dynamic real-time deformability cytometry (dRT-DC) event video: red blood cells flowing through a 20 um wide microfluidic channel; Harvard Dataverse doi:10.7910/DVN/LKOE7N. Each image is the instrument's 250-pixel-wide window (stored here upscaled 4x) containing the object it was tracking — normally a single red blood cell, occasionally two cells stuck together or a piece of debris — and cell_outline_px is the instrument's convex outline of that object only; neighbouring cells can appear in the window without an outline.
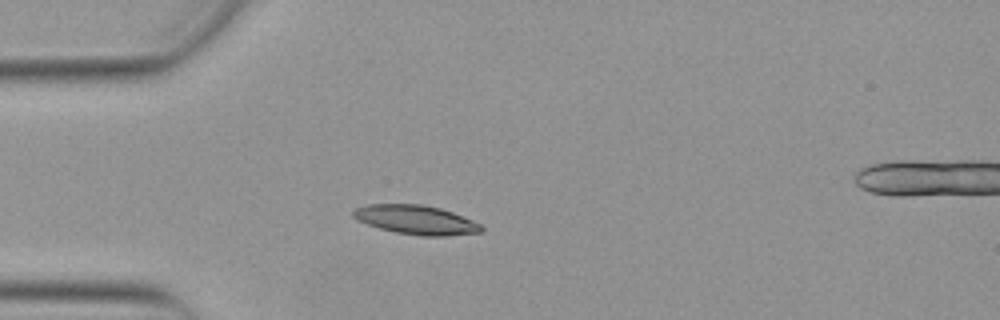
{"species": "Egyptian fruit bat (a non-hibernating species)", "species_latin": "Rousettus aegyptiacus", "temperature_condition": "warm", "stored_images_in_passage": 33, "camera_frame_rate_fps": 3000, "um_per_image_px": 0.085, "animal": {"sex": "female"}, "frame": {"image": 1, "passage_image": 9, "time_ms": 2.667, "image_size_px": [1000, 320], "cell_outline_px": [[484, 232], [448, 236], [420, 236], [396, 232], [380, 228], [356, 220], [352, 216], [352, 208], [368, 204], [424, 204], [440, 208], [452, 212], [472, 220], [480, 224], [484, 228]], "centroid_in_image_um": [35.35, 18.68], "position_along_channel_um": 49.6, "area_um2": 21.96}}
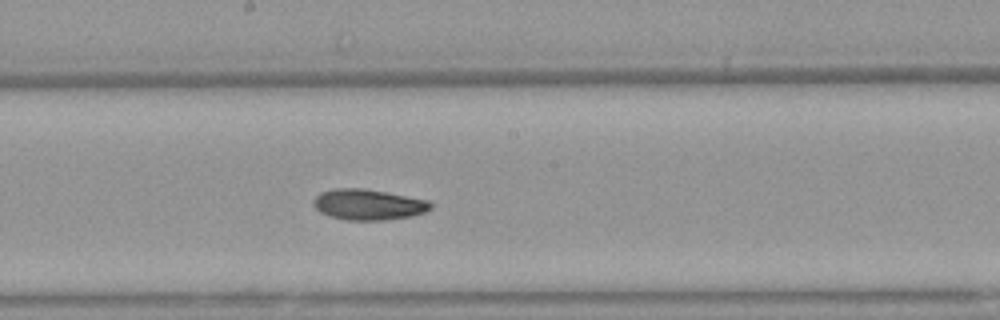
{"frame": {"image": 2, "passage_image": 23, "time_ms": 7.333, "image_size_px": [1000, 320], "cell_outline_px": [[432, 208], [424, 212], [412, 216], [388, 220], [348, 220], [328, 216], [320, 212], [312, 204], [312, 200], [320, 192], [332, 188], [364, 188], [428, 200], [432, 204]], "centroid_in_image_um": [31.27, 17.39], "position_along_channel_um": 216.9, "area_um2": 21.15}}
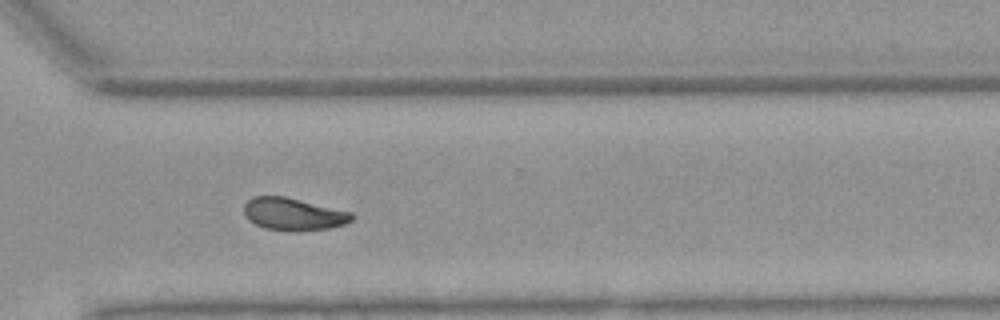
{"frame": {"image": 3, "passage_image": 33, "time_ms": 10.667, "image_size_px": [1000, 320], "cell_outline_px": [[356, 216], [352, 220], [344, 224], [328, 228], [264, 228], [248, 220], [244, 216], [244, 204], [252, 196], [284, 196], [352, 212]], "centroid_in_image_um": [24.91, 18.14], "position_along_channel_um": 345.7, "area_um2": 19.59}}